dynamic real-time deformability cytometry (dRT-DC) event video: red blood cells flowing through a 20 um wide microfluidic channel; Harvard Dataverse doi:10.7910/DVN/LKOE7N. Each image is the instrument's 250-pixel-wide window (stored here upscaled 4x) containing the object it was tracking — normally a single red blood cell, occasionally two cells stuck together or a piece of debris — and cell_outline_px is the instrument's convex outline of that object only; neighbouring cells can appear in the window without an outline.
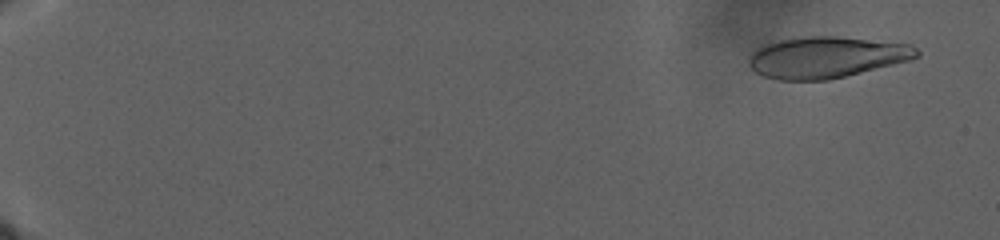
{"species": "human", "species_latin": "Homo sapiens", "temperature_condition": "warm", "stored_images_in_passage": 38, "camera_frame_rate_fps": 3000, "um_per_image_px": 0.085, "donor": {"sex": "male"}, "frame": {"image": 1, "passage_image": 3, "time_ms": 2.0, "image_size_px": [1000, 240], "cell_outline_px": [[920, 56], [912, 60], [828, 80], [780, 80], [764, 76], [756, 72], [748, 64], [748, 60], [752, 52], [760, 44], [780, 40], [804, 36], [836, 36], [908, 44], [916, 48], [920, 52]], "centroid_in_image_um": [70.22, 4.86], "position_along_channel_um": 14.8, "area_um2": 40.52}}
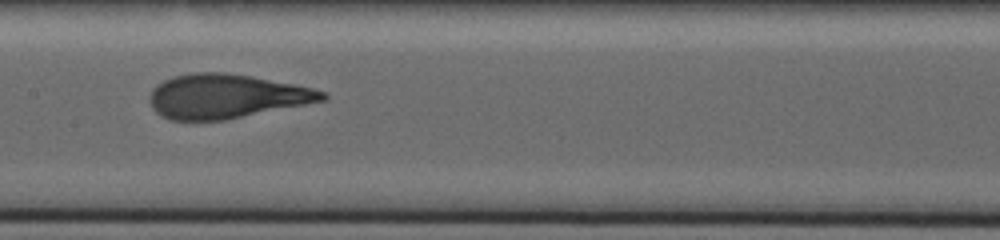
{"frame": {"image": 2, "passage_image": 23, "time_ms": 22.667, "image_size_px": [1000, 240], "cell_outline_px": [[328, 100], [224, 120], [172, 120], [156, 112], [152, 108], [148, 100], [148, 96], [152, 88], [156, 84], [172, 76], [192, 72], [224, 72], [252, 76], [296, 84], [328, 92]], "centroid_in_image_um": [19.24, 8.17], "position_along_channel_um": 188.2, "area_um2": 44.85}}
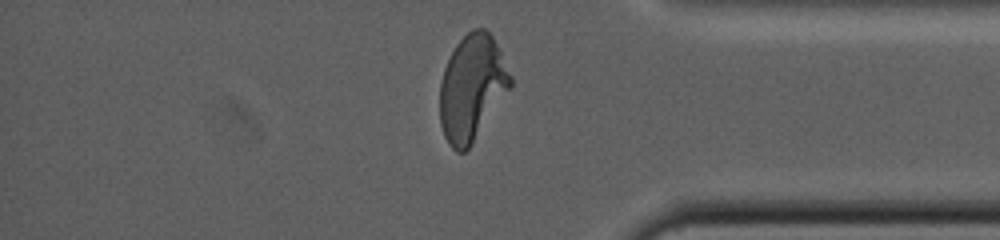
{"frame": {"image": 3, "passage_image": 37, "time_ms": 34.333, "image_size_px": [1000, 240], "cell_outline_px": [[512, 84], [468, 148], [464, 152], [456, 152], [448, 144], [444, 136], [440, 124], [440, 84], [444, 68], [456, 44], [472, 28], [484, 28], [492, 36], [512, 76]], "centroid_in_image_um": [40.09, 7.45], "position_along_channel_um": 395.1, "area_um2": 42.77}}